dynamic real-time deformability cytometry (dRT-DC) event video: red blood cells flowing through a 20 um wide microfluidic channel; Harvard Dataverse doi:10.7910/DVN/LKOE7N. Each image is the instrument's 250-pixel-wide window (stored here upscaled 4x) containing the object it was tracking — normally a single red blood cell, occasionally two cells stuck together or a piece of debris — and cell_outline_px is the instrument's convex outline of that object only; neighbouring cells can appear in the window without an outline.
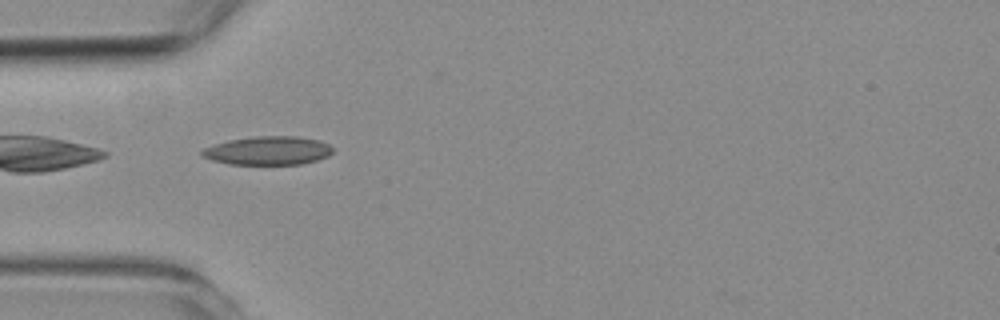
{"species": "common noctule bat (a hibernating species)", "species_latin": "Nyctalus noctula", "temperature_condition": "room temperature", "stored_images_in_passage": 40, "camera_frame_rate_fps": 3000, "um_per_image_px": 0.085, "animal": {"sex": "female", "body_mass_g": 19.3, "forearm_length_mm": 54.1}, "frame": {"image": 1, "passage_image": 1, "time_ms": 0.0, "image_size_px": [1000, 320], "cell_outline_px": [[332, 152], [328, 156], [316, 160], [300, 164], [228, 164], [212, 160], [200, 156], [200, 152], [204, 148], [228, 140], [252, 136], [296, 136], [320, 140], [328, 144], [332, 148]], "centroid_in_image_um": [22.76, 12.8], "position_along_channel_um": 62.2, "area_um2": 21.79}}
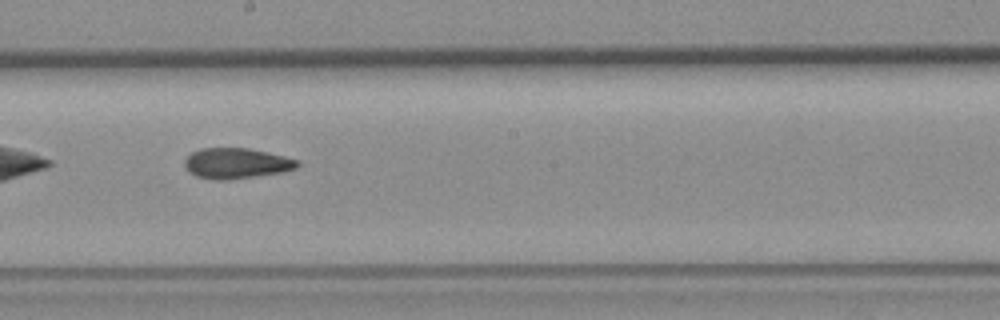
{"frame": {"image": 2, "passage_image": 15, "time_ms": 4.667, "image_size_px": [1000, 320], "cell_outline_px": [[300, 164], [296, 168], [284, 172], [228, 180], [212, 180], [196, 176], [184, 164], [184, 160], [192, 152], [200, 148], [248, 148], [268, 152], [300, 160]], "centroid_in_image_um": [20.13, 13.88], "position_along_channel_um": 228.1, "area_um2": 20.11}}
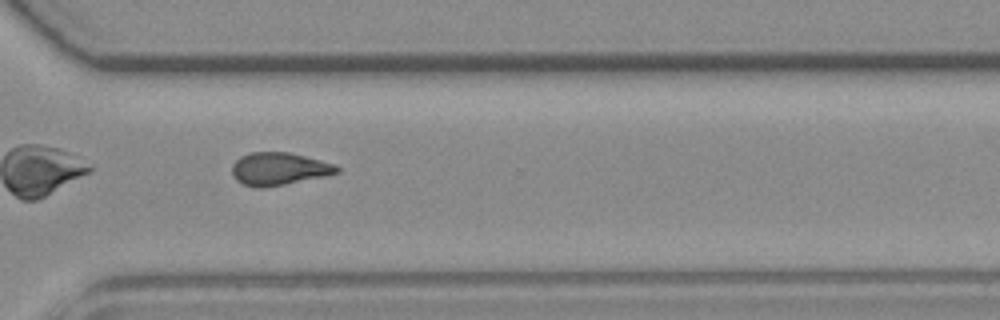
{"frame": {"image": 3, "passage_image": 25, "time_ms": 8.0, "image_size_px": [1000, 320], "cell_outline_px": [[340, 172], [324, 176], [264, 188], [252, 188], [240, 184], [232, 176], [232, 164], [240, 156], [252, 152], [288, 152], [336, 164], [340, 168]], "centroid_in_image_um": [23.67, 14.36], "position_along_channel_um": 346.9, "area_um2": 20.11}, "authors_computed_cell_mechanics": {"area_um2": 19.9699, "velocity_mm_per_s": 3.567, "shape_relaxation_time_tau1_ms": null, "shape_relaxation_time_tau2_ms": 4.3395, "deformation_change_tau1": null, "deformation_change_tau2": 0.1253}}